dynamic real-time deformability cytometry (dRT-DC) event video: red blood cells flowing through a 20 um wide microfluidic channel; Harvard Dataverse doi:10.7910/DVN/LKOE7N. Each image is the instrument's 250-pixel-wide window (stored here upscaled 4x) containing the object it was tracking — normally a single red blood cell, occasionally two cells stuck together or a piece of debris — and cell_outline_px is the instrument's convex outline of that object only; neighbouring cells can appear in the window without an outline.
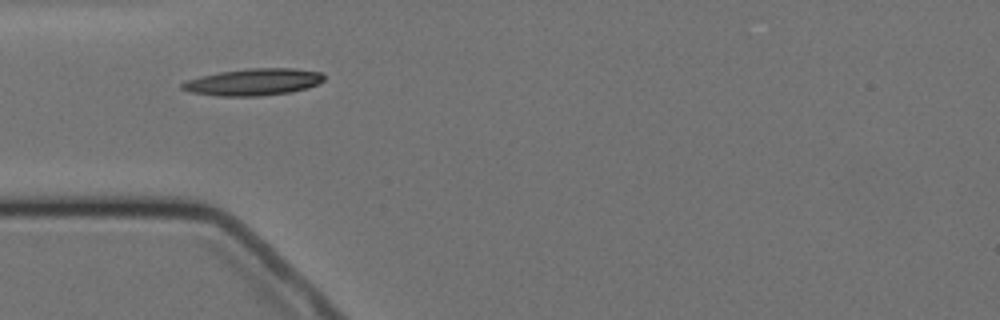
{"species": "Egyptian fruit bat (a non-hibernating species)", "species_latin": "Rousettus aegyptiacus", "temperature_condition": "cold", "stored_images_in_passage": 2, "camera_frame_rate_fps": 3000, "um_per_image_px": 0.085, "animal": {"sex": "female"}, "frame": {"image": 1, "passage_image": 1, "time_ms": 0.0, "image_size_px": [1000, 320], "cell_outline_px": [[324, 80], [308, 88], [292, 92], [260, 96], [220, 96], [188, 92], [180, 88], [180, 84], [188, 80], [200, 76], [220, 72], [248, 68], [296, 68], [320, 72], [324, 76]], "centroid_in_image_um": [21.54, 6.97], "position_along_channel_um": 63.5, "area_um2": 22.31}}
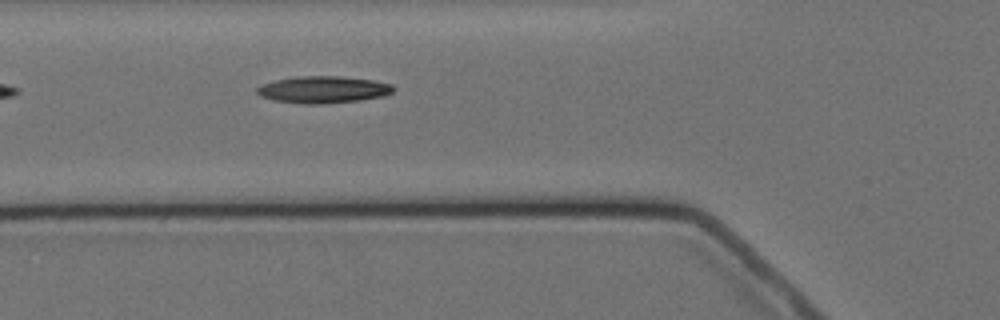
{"frame": {"image": 2, "passage_image": 2, "time_ms": 1.0, "image_size_px": [1000, 320], "cell_outline_px": [[396, 88], [392, 92], [384, 96], [360, 100], [320, 104], [304, 104], [272, 100], [260, 96], [256, 92], [256, 88], [260, 84], [276, 80], [296, 76], [340, 76], [372, 80], [392, 84]], "centroid_in_image_um": [27.45, 7.61], "position_along_channel_um": 98.3, "area_um2": 21.56}}